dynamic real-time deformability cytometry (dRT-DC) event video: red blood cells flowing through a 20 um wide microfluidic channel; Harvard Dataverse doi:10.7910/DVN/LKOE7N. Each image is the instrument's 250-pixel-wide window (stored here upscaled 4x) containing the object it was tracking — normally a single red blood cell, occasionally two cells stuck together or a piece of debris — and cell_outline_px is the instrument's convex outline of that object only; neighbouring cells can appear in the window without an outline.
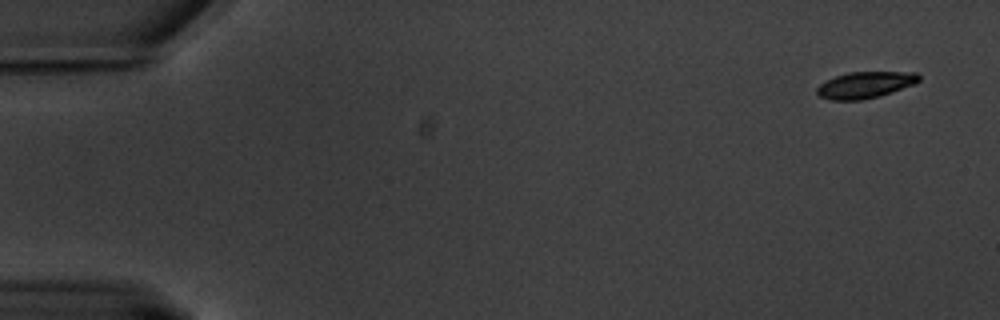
{"species": "common noctule bat (a hibernating species)", "species_latin": "Nyctalus noctula", "temperature_condition": "warm", "stored_images_in_passage": 59, "camera_frame_rate_fps": 3000, "um_per_image_px": 0.085, "animal": {"sex": "male", "body_mass_g": 20.1, "forearm_length_mm": 53.5}, "frame": {"image": 1, "passage_image": 1, "time_ms": 0.0, "image_size_px": [1000, 320], "cell_outline_px": [[920, 80], [916, 84], [880, 96], [860, 100], [832, 100], [820, 96], [816, 92], [816, 88], [820, 84], [836, 76], [848, 72], [916, 72], [920, 76]], "centroid_in_image_um": [73.57, 7.22], "position_along_channel_um": 11.4, "area_um2": 15.72}}
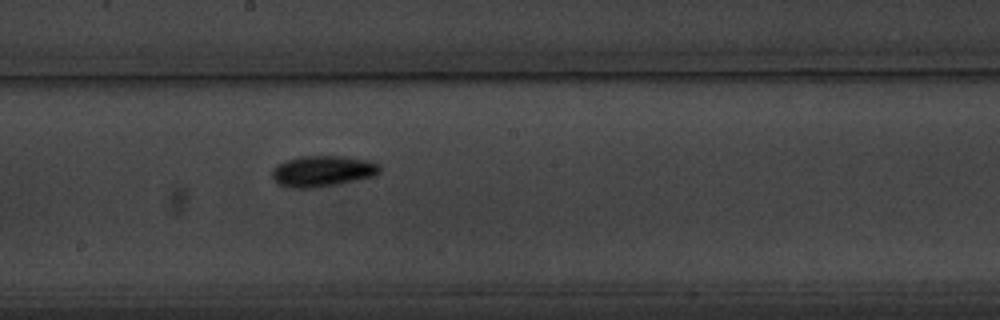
{"frame": {"image": 2, "passage_image": 32, "time_ms": 10.333, "image_size_px": [1000, 320], "cell_outline_px": [[380, 172], [376, 176], [316, 188], [288, 188], [276, 184], [272, 176], [272, 168], [276, 164], [284, 160], [300, 156], [344, 156], [368, 160], [380, 164]], "centroid_in_image_um": [27.38, 14.55], "position_along_channel_um": 220.8, "area_um2": 19.83}}
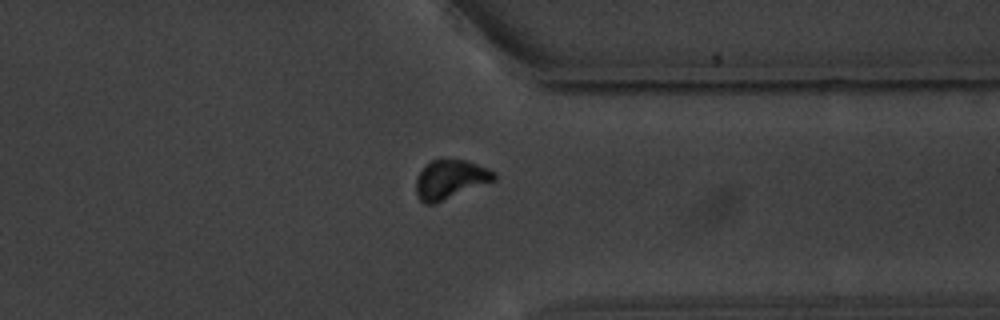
{"frame": {"image": 3, "passage_image": 46, "time_ms": 15.0, "image_size_px": [1000, 320], "cell_outline_px": [[496, 180], [432, 204], [424, 204], [416, 196], [416, 176], [424, 164], [432, 160], [468, 160], [488, 168], [496, 172]], "centroid_in_image_um": [38.25, 15.23], "position_along_channel_um": 373.1, "area_um2": 17.8}, "authors_computed_cell_mechanics": {"area_um2": 17.2822, "velocity_mm_per_s": 3.3062, "shape_relaxation_time_tau1_ms": 3.2556, "shape_relaxation_time_tau2_ms": null, "deformation_change_tau1": 0.1335, "deformation_change_tau2": null}}